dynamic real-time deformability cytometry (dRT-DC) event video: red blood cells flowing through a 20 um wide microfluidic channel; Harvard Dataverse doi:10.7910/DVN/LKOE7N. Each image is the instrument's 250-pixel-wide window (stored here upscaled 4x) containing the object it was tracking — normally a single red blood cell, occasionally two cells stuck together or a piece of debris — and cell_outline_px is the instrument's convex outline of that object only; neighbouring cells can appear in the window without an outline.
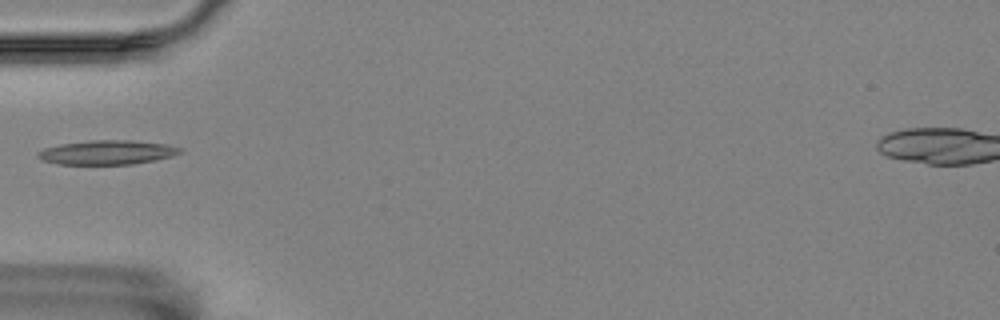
{"species": "Egyptian fruit bat (a non-hibernating species)", "species_latin": "Rousettus aegyptiacus", "temperature_condition": "room temperature", "stored_images_in_passage": 25, "camera_frame_rate_fps": 3000, "um_per_image_px": 0.085, "animal": {"sex": "female"}, "frame": {"image": 1, "passage_image": 1, "time_ms": 0.0, "image_size_px": [1000, 320], "cell_outline_px": [[184, 152], [172, 156], [156, 160], [132, 164], [56, 164], [40, 160], [36, 156], [36, 152], [44, 148], [60, 144], [92, 140], [132, 140], [164, 144], [184, 148]], "centroid_in_image_um": [9.1, 12.95], "position_along_channel_um": 75.9, "area_um2": 20.29}}
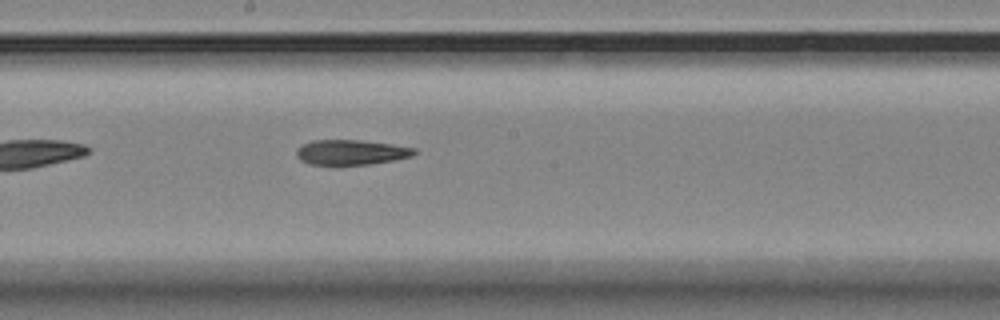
{"frame": {"image": 2, "passage_image": 13, "time_ms": 4.0, "image_size_px": [1000, 320], "cell_outline_px": [[416, 152], [412, 156], [392, 160], [368, 164], [332, 168], [308, 164], [300, 160], [296, 156], [296, 148], [300, 144], [312, 140], [360, 140], [392, 144], [416, 148]], "centroid_in_image_um": [29.73, 12.98], "position_along_channel_um": 218.5, "area_um2": 18.03}}
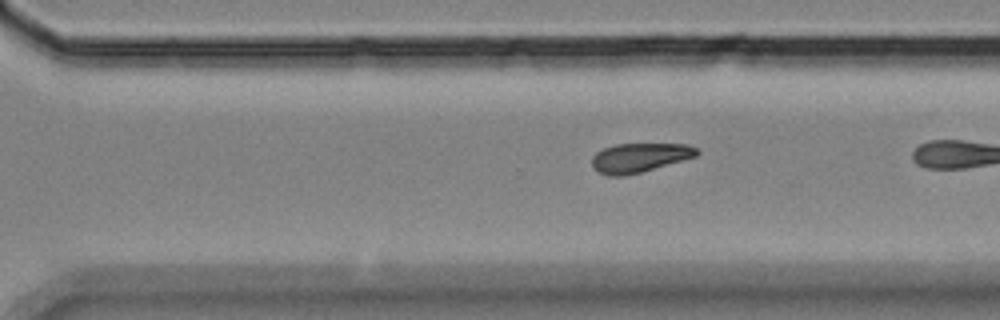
{"frame": {"image": 3, "passage_image": 19, "time_ms": 6.0, "image_size_px": [1000, 320], "cell_outline_px": [[700, 152], [696, 156], [640, 172], [624, 176], [608, 176], [592, 168], [592, 156], [596, 152], [604, 148], [616, 144], [688, 144], [696, 148]], "centroid_in_image_um": [54.32, 13.39], "position_along_channel_um": 316.3, "area_um2": 17.69}}